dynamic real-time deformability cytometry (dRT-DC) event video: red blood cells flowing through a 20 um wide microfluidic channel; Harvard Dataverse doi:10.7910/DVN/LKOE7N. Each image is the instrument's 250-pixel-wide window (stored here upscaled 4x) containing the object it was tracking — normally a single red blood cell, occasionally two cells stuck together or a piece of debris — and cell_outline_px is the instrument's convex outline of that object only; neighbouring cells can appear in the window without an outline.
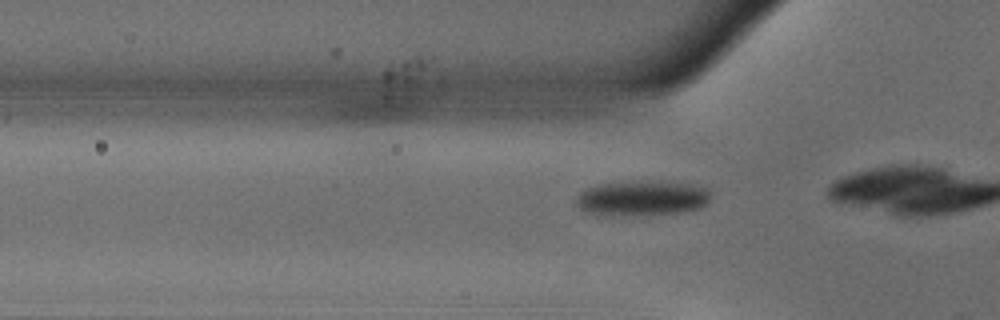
{"species": "common noctule bat (a hibernating species)", "species_latin": "Nyctalus noctula", "temperature_condition": "warm", "stored_images_in_passage": 17, "camera_frame_rate_fps": 3000, "um_per_image_px": 0.085, "animal": {"sex": "male", "body_mass_g": 18.8}, "frame": {"image": 1, "passage_image": 14, "time_ms": 4.333, "image_size_px": [1000, 320], "cell_outline_px": [[712, 196], [708, 204], [700, 208], [684, 212], [588, 212], [580, 208], [576, 204], [576, 196], [580, 192], [588, 188], [600, 184], [660, 180], [696, 184], [708, 188], [712, 192]], "centroid_in_image_um": [54.74, 16.76], "position_along_channel_um": 71.1, "area_um2": 26.53}}